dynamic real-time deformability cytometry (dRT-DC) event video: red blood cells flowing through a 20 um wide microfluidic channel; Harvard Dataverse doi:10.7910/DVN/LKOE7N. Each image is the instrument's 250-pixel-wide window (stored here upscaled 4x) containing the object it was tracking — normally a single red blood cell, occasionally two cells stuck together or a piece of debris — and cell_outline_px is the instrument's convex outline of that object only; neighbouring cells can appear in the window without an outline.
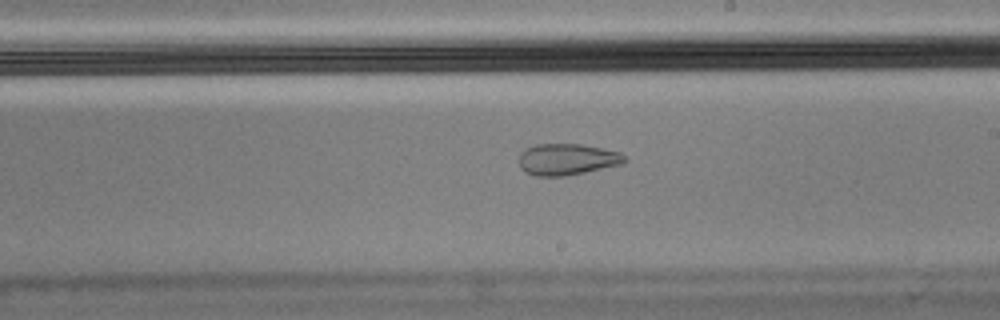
{"species": "Egyptian fruit bat (a non-hibernating species)", "species_latin": "Rousettus aegyptiacus", "temperature_condition": "cold", "stored_images_in_passage": 57, "camera_frame_rate_fps": 3000, "um_per_image_px": 0.085, "animal": {"sex": "male"}, "frame": {"image": 1, "passage_image": 33, "time_ms": 10.667, "image_size_px": [1000, 320], "cell_outline_px": [[628, 160], [624, 164], [564, 176], [536, 176], [524, 172], [520, 168], [520, 152], [524, 148], [536, 144], [580, 144], [620, 152]], "centroid_in_image_um": [48.19, 13.54], "position_along_channel_um": 240.8, "area_um2": 19.42}, "authors_computed_cell_mechanics": {"area_um2": 20.0566, "velocity_mm_per_s": 3.4996, "shape_relaxation_time_tau1_ms": null, "shape_relaxation_time_tau2_ms": 1.7077, "deformation_change_tau1": null, "deformation_change_tau2": 0.0684}}